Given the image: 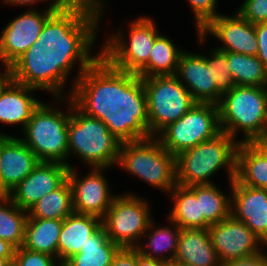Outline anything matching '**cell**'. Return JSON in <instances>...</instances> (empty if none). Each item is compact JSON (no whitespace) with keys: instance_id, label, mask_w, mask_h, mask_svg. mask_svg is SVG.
I'll use <instances>...</instances> for the list:
<instances>
[{"instance_id":"6da1fadb","label":"cell","mask_w":267,"mask_h":266,"mask_svg":"<svg viewBox=\"0 0 267 266\" xmlns=\"http://www.w3.org/2000/svg\"><path fill=\"white\" fill-rule=\"evenodd\" d=\"M104 5L70 0L57 10L45 22L33 45L9 67L12 80L52 92L56 101L62 100L67 77L79 62L70 97L75 82L101 57V50L96 56L90 52L97 40L96 30L101 15L106 10Z\"/></svg>"},{"instance_id":"7a4b0ae2","label":"cell","mask_w":267,"mask_h":266,"mask_svg":"<svg viewBox=\"0 0 267 266\" xmlns=\"http://www.w3.org/2000/svg\"><path fill=\"white\" fill-rule=\"evenodd\" d=\"M70 98L83 113L100 119L121 143L151 138L142 78L115 69L102 56L75 82Z\"/></svg>"},{"instance_id":"3957f363","label":"cell","mask_w":267,"mask_h":266,"mask_svg":"<svg viewBox=\"0 0 267 266\" xmlns=\"http://www.w3.org/2000/svg\"><path fill=\"white\" fill-rule=\"evenodd\" d=\"M218 108L222 132L235 139L242 130L239 143L267 142V87L237 85L222 95Z\"/></svg>"},{"instance_id":"277c9868","label":"cell","mask_w":267,"mask_h":266,"mask_svg":"<svg viewBox=\"0 0 267 266\" xmlns=\"http://www.w3.org/2000/svg\"><path fill=\"white\" fill-rule=\"evenodd\" d=\"M239 140L225 132L176 156V183L182 186L210 185V177L223 167L229 182L236 175V151Z\"/></svg>"},{"instance_id":"5b68a950","label":"cell","mask_w":267,"mask_h":266,"mask_svg":"<svg viewBox=\"0 0 267 266\" xmlns=\"http://www.w3.org/2000/svg\"><path fill=\"white\" fill-rule=\"evenodd\" d=\"M120 144L100 119L83 113L71 99L68 157L75 154L91 168L110 169L118 163Z\"/></svg>"},{"instance_id":"8992f818","label":"cell","mask_w":267,"mask_h":266,"mask_svg":"<svg viewBox=\"0 0 267 266\" xmlns=\"http://www.w3.org/2000/svg\"><path fill=\"white\" fill-rule=\"evenodd\" d=\"M67 109L61 111L41 102L33 111L21 140L33 151L40 162H56L72 167L68 157V121L71 116V98L67 96Z\"/></svg>"},{"instance_id":"52a82bcc","label":"cell","mask_w":267,"mask_h":266,"mask_svg":"<svg viewBox=\"0 0 267 266\" xmlns=\"http://www.w3.org/2000/svg\"><path fill=\"white\" fill-rule=\"evenodd\" d=\"M117 165L166 193L177 184L176 156L156 137L121 143Z\"/></svg>"},{"instance_id":"ba28073f","label":"cell","mask_w":267,"mask_h":266,"mask_svg":"<svg viewBox=\"0 0 267 266\" xmlns=\"http://www.w3.org/2000/svg\"><path fill=\"white\" fill-rule=\"evenodd\" d=\"M153 19L140 16L130 23L129 39L123 32L109 34L101 56L115 69L138 74L149 61L151 49L160 35Z\"/></svg>"},{"instance_id":"9c48e42d","label":"cell","mask_w":267,"mask_h":266,"mask_svg":"<svg viewBox=\"0 0 267 266\" xmlns=\"http://www.w3.org/2000/svg\"><path fill=\"white\" fill-rule=\"evenodd\" d=\"M147 98L148 131L156 137L196 102L175 75L142 78Z\"/></svg>"},{"instance_id":"30bf717a","label":"cell","mask_w":267,"mask_h":266,"mask_svg":"<svg viewBox=\"0 0 267 266\" xmlns=\"http://www.w3.org/2000/svg\"><path fill=\"white\" fill-rule=\"evenodd\" d=\"M218 105L195 103L179 120L169 124L156 138L174 156L221 133Z\"/></svg>"},{"instance_id":"8fae6325","label":"cell","mask_w":267,"mask_h":266,"mask_svg":"<svg viewBox=\"0 0 267 266\" xmlns=\"http://www.w3.org/2000/svg\"><path fill=\"white\" fill-rule=\"evenodd\" d=\"M149 207L147 201L132 193L116 195L101 218V226L121 248H135L152 220Z\"/></svg>"},{"instance_id":"7c38bea8","label":"cell","mask_w":267,"mask_h":266,"mask_svg":"<svg viewBox=\"0 0 267 266\" xmlns=\"http://www.w3.org/2000/svg\"><path fill=\"white\" fill-rule=\"evenodd\" d=\"M70 0H53L42 13L29 10L11 20L0 35V62L11 66L38 39L45 22Z\"/></svg>"},{"instance_id":"4fadbf2b","label":"cell","mask_w":267,"mask_h":266,"mask_svg":"<svg viewBox=\"0 0 267 266\" xmlns=\"http://www.w3.org/2000/svg\"><path fill=\"white\" fill-rule=\"evenodd\" d=\"M208 230L221 263L258 254L260 247L265 246L244 222L231 214Z\"/></svg>"},{"instance_id":"5bb4252c","label":"cell","mask_w":267,"mask_h":266,"mask_svg":"<svg viewBox=\"0 0 267 266\" xmlns=\"http://www.w3.org/2000/svg\"><path fill=\"white\" fill-rule=\"evenodd\" d=\"M211 56L183 51L179 57L175 76L190 92L196 103L218 105L222 93L217 89L213 73V50Z\"/></svg>"},{"instance_id":"9a60e30c","label":"cell","mask_w":267,"mask_h":266,"mask_svg":"<svg viewBox=\"0 0 267 266\" xmlns=\"http://www.w3.org/2000/svg\"><path fill=\"white\" fill-rule=\"evenodd\" d=\"M209 34L224 44L216 48L220 51L257 56L255 25L244 20L237 12L233 16L219 14L212 19L200 32H197L198 42L203 43Z\"/></svg>"},{"instance_id":"2e32d148","label":"cell","mask_w":267,"mask_h":266,"mask_svg":"<svg viewBox=\"0 0 267 266\" xmlns=\"http://www.w3.org/2000/svg\"><path fill=\"white\" fill-rule=\"evenodd\" d=\"M71 167L68 181L72 188L73 210L79 214H89L102 218L112 205L116 195L111 196L104 169L93 168L87 176L79 178Z\"/></svg>"},{"instance_id":"e0dca14e","label":"cell","mask_w":267,"mask_h":266,"mask_svg":"<svg viewBox=\"0 0 267 266\" xmlns=\"http://www.w3.org/2000/svg\"><path fill=\"white\" fill-rule=\"evenodd\" d=\"M69 166L40 162L8 195L19 208L29 210L44 195L58 189L68 180Z\"/></svg>"},{"instance_id":"ac0fdd59","label":"cell","mask_w":267,"mask_h":266,"mask_svg":"<svg viewBox=\"0 0 267 266\" xmlns=\"http://www.w3.org/2000/svg\"><path fill=\"white\" fill-rule=\"evenodd\" d=\"M231 190L230 214L245 225L267 246V190L229 183Z\"/></svg>"},{"instance_id":"d6986e66","label":"cell","mask_w":267,"mask_h":266,"mask_svg":"<svg viewBox=\"0 0 267 266\" xmlns=\"http://www.w3.org/2000/svg\"><path fill=\"white\" fill-rule=\"evenodd\" d=\"M0 159V193L3 196H8L40 163L21 138L13 136L3 144Z\"/></svg>"},{"instance_id":"ffe728a7","label":"cell","mask_w":267,"mask_h":266,"mask_svg":"<svg viewBox=\"0 0 267 266\" xmlns=\"http://www.w3.org/2000/svg\"><path fill=\"white\" fill-rule=\"evenodd\" d=\"M38 90L13 81L12 79L0 91V122L20 124L25 129L33 111L41 101L32 96Z\"/></svg>"},{"instance_id":"44dd1931","label":"cell","mask_w":267,"mask_h":266,"mask_svg":"<svg viewBox=\"0 0 267 266\" xmlns=\"http://www.w3.org/2000/svg\"><path fill=\"white\" fill-rule=\"evenodd\" d=\"M101 227V218L73 212L63 220L58 240L57 260L63 265L81 251L88 239Z\"/></svg>"},{"instance_id":"7402d4cb","label":"cell","mask_w":267,"mask_h":266,"mask_svg":"<svg viewBox=\"0 0 267 266\" xmlns=\"http://www.w3.org/2000/svg\"><path fill=\"white\" fill-rule=\"evenodd\" d=\"M235 179L245 186L267 190V142L239 143Z\"/></svg>"},{"instance_id":"603a6c76","label":"cell","mask_w":267,"mask_h":266,"mask_svg":"<svg viewBox=\"0 0 267 266\" xmlns=\"http://www.w3.org/2000/svg\"><path fill=\"white\" fill-rule=\"evenodd\" d=\"M174 260L192 266H221L208 229H181Z\"/></svg>"},{"instance_id":"cb8c5ba5","label":"cell","mask_w":267,"mask_h":266,"mask_svg":"<svg viewBox=\"0 0 267 266\" xmlns=\"http://www.w3.org/2000/svg\"><path fill=\"white\" fill-rule=\"evenodd\" d=\"M174 205L168 219L181 229H204L200 200H197L195 186H176L170 191Z\"/></svg>"},{"instance_id":"d4e9b609","label":"cell","mask_w":267,"mask_h":266,"mask_svg":"<svg viewBox=\"0 0 267 266\" xmlns=\"http://www.w3.org/2000/svg\"><path fill=\"white\" fill-rule=\"evenodd\" d=\"M63 220L27 218L22 247L57 259L58 240Z\"/></svg>"},{"instance_id":"484cf974","label":"cell","mask_w":267,"mask_h":266,"mask_svg":"<svg viewBox=\"0 0 267 266\" xmlns=\"http://www.w3.org/2000/svg\"><path fill=\"white\" fill-rule=\"evenodd\" d=\"M121 247L112 242L101 226L87 241L81 251L62 266H110Z\"/></svg>"},{"instance_id":"4316f807","label":"cell","mask_w":267,"mask_h":266,"mask_svg":"<svg viewBox=\"0 0 267 266\" xmlns=\"http://www.w3.org/2000/svg\"><path fill=\"white\" fill-rule=\"evenodd\" d=\"M172 224L174 225L173 229L167 226L155 228L154 221L152 219L149 222L147 231L142 236V238H148V243L146 242V246L143 245L142 247L140 242V245L135 247L139 254L146 258L157 259L166 263L173 261L177 253L178 239L181 228L174 222H171V225ZM163 252H170L171 254ZM161 254L164 255L162 256ZM165 254H168V256H165Z\"/></svg>"},{"instance_id":"83f0119b","label":"cell","mask_w":267,"mask_h":266,"mask_svg":"<svg viewBox=\"0 0 267 266\" xmlns=\"http://www.w3.org/2000/svg\"><path fill=\"white\" fill-rule=\"evenodd\" d=\"M182 52L169 38L160 34L151 49L148 64L137 75L141 78L175 75Z\"/></svg>"},{"instance_id":"f1b7e54d","label":"cell","mask_w":267,"mask_h":266,"mask_svg":"<svg viewBox=\"0 0 267 266\" xmlns=\"http://www.w3.org/2000/svg\"><path fill=\"white\" fill-rule=\"evenodd\" d=\"M27 211V218L64 220L74 212L70 182L67 180L58 189L44 195Z\"/></svg>"},{"instance_id":"f546056e","label":"cell","mask_w":267,"mask_h":266,"mask_svg":"<svg viewBox=\"0 0 267 266\" xmlns=\"http://www.w3.org/2000/svg\"><path fill=\"white\" fill-rule=\"evenodd\" d=\"M228 66L236 85L267 87V68L257 56L226 52Z\"/></svg>"},{"instance_id":"4dcf8cb0","label":"cell","mask_w":267,"mask_h":266,"mask_svg":"<svg viewBox=\"0 0 267 266\" xmlns=\"http://www.w3.org/2000/svg\"><path fill=\"white\" fill-rule=\"evenodd\" d=\"M197 200H200L204 229L221 222L230 215L231 196H226L214 184L196 185Z\"/></svg>"},{"instance_id":"1f68e13d","label":"cell","mask_w":267,"mask_h":266,"mask_svg":"<svg viewBox=\"0 0 267 266\" xmlns=\"http://www.w3.org/2000/svg\"><path fill=\"white\" fill-rule=\"evenodd\" d=\"M27 217V210L16 206L8 196L0 197V239L16 249L22 247Z\"/></svg>"},{"instance_id":"d6a6232c","label":"cell","mask_w":267,"mask_h":266,"mask_svg":"<svg viewBox=\"0 0 267 266\" xmlns=\"http://www.w3.org/2000/svg\"><path fill=\"white\" fill-rule=\"evenodd\" d=\"M228 61L226 52L214 49L213 51V73L217 89L222 93L229 92L237 85L230 70L227 68Z\"/></svg>"},{"instance_id":"836d02e7","label":"cell","mask_w":267,"mask_h":266,"mask_svg":"<svg viewBox=\"0 0 267 266\" xmlns=\"http://www.w3.org/2000/svg\"><path fill=\"white\" fill-rule=\"evenodd\" d=\"M58 260L45 253L30 251L19 247L15 250L13 263L15 266H62Z\"/></svg>"},{"instance_id":"e575fe53","label":"cell","mask_w":267,"mask_h":266,"mask_svg":"<svg viewBox=\"0 0 267 266\" xmlns=\"http://www.w3.org/2000/svg\"><path fill=\"white\" fill-rule=\"evenodd\" d=\"M194 13L197 32H200L212 19L220 13L217 12L218 0H187Z\"/></svg>"},{"instance_id":"d590c367","label":"cell","mask_w":267,"mask_h":266,"mask_svg":"<svg viewBox=\"0 0 267 266\" xmlns=\"http://www.w3.org/2000/svg\"><path fill=\"white\" fill-rule=\"evenodd\" d=\"M236 12L254 25L267 22V0H245Z\"/></svg>"},{"instance_id":"8d00e7d4","label":"cell","mask_w":267,"mask_h":266,"mask_svg":"<svg viewBox=\"0 0 267 266\" xmlns=\"http://www.w3.org/2000/svg\"><path fill=\"white\" fill-rule=\"evenodd\" d=\"M255 31L258 42V59L267 68V22L255 24Z\"/></svg>"},{"instance_id":"74e56055","label":"cell","mask_w":267,"mask_h":266,"mask_svg":"<svg viewBox=\"0 0 267 266\" xmlns=\"http://www.w3.org/2000/svg\"><path fill=\"white\" fill-rule=\"evenodd\" d=\"M110 266H137V249L120 248Z\"/></svg>"},{"instance_id":"f35d334b","label":"cell","mask_w":267,"mask_h":266,"mask_svg":"<svg viewBox=\"0 0 267 266\" xmlns=\"http://www.w3.org/2000/svg\"><path fill=\"white\" fill-rule=\"evenodd\" d=\"M221 266H267V253L261 251L258 254H254L249 257L230 260L225 263H221Z\"/></svg>"},{"instance_id":"ab89813d","label":"cell","mask_w":267,"mask_h":266,"mask_svg":"<svg viewBox=\"0 0 267 266\" xmlns=\"http://www.w3.org/2000/svg\"><path fill=\"white\" fill-rule=\"evenodd\" d=\"M137 266H167V263L157 259L146 258L137 250Z\"/></svg>"},{"instance_id":"60d3db41","label":"cell","mask_w":267,"mask_h":266,"mask_svg":"<svg viewBox=\"0 0 267 266\" xmlns=\"http://www.w3.org/2000/svg\"><path fill=\"white\" fill-rule=\"evenodd\" d=\"M16 248L9 242L0 239V257L14 258Z\"/></svg>"},{"instance_id":"b9f144b4","label":"cell","mask_w":267,"mask_h":266,"mask_svg":"<svg viewBox=\"0 0 267 266\" xmlns=\"http://www.w3.org/2000/svg\"><path fill=\"white\" fill-rule=\"evenodd\" d=\"M5 71L0 72V91L12 79L9 66L5 65Z\"/></svg>"},{"instance_id":"7bdbcfd3","label":"cell","mask_w":267,"mask_h":266,"mask_svg":"<svg viewBox=\"0 0 267 266\" xmlns=\"http://www.w3.org/2000/svg\"><path fill=\"white\" fill-rule=\"evenodd\" d=\"M39 1H47V0H4L5 4H10V5H32V4H36V2ZM49 1V0H48ZM52 1V0H51Z\"/></svg>"},{"instance_id":"ee69618b","label":"cell","mask_w":267,"mask_h":266,"mask_svg":"<svg viewBox=\"0 0 267 266\" xmlns=\"http://www.w3.org/2000/svg\"><path fill=\"white\" fill-rule=\"evenodd\" d=\"M10 135H6L5 133H0V157H1V151H2V147L3 144L10 138ZM1 162V159H0ZM0 174H1V166H0Z\"/></svg>"},{"instance_id":"f6af8a7d","label":"cell","mask_w":267,"mask_h":266,"mask_svg":"<svg viewBox=\"0 0 267 266\" xmlns=\"http://www.w3.org/2000/svg\"><path fill=\"white\" fill-rule=\"evenodd\" d=\"M14 258L0 257V266H10Z\"/></svg>"},{"instance_id":"bcb514c9","label":"cell","mask_w":267,"mask_h":266,"mask_svg":"<svg viewBox=\"0 0 267 266\" xmlns=\"http://www.w3.org/2000/svg\"><path fill=\"white\" fill-rule=\"evenodd\" d=\"M167 266H192V265L173 260L167 263Z\"/></svg>"},{"instance_id":"7dc6e473","label":"cell","mask_w":267,"mask_h":266,"mask_svg":"<svg viewBox=\"0 0 267 266\" xmlns=\"http://www.w3.org/2000/svg\"><path fill=\"white\" fill-rule=\"evenodd\" d=\"M71 1H89V2H92V3L99 5V6L103 5L105 3L104 0H71Z\"/></svg>"}]
</instances>
